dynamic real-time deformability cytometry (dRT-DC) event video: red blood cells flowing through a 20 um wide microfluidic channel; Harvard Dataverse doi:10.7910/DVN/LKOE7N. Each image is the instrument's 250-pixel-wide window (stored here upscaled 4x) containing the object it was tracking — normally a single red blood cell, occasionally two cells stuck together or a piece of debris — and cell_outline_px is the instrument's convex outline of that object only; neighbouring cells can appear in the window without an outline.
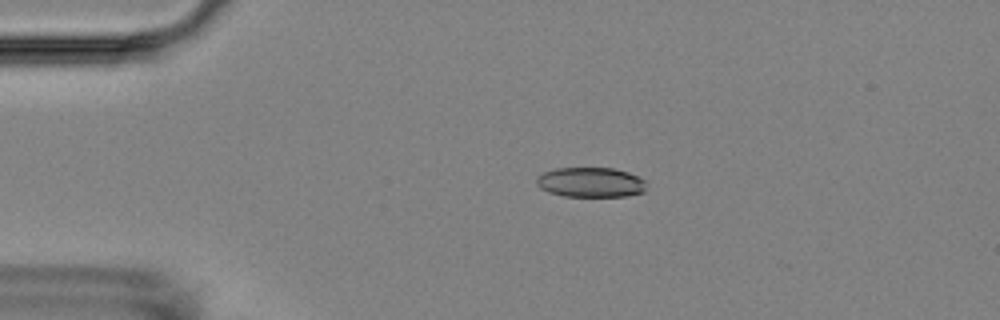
{"species": "Egyptian fruit bat (a non-hibernating species)", "species_latin": "Rousettus aegyptiacus", "temperature_condition": "room temperature", "stored_images_in_passage": 3, "camera_frame_rate_fps": 3000, "um_per_image_px": 0.085, "animal": {"sex": "female"}, "frame": {"image": 1, "passage_image": 1, "time_ms": 0.0, "image_size_px": [1000, 320], "cell_outline_px": [[644, 192], [624, 196], [564, 196], [548, 192], [540, 188], [536, 184], [536, 176], [544, 172], [556, 168], [612, 168], [628, 172], [644, 180]], "centroid_in_image_um": [50.15, 15.49], "position_along_channel_um": 34.9, "area_um2": 19.02}}